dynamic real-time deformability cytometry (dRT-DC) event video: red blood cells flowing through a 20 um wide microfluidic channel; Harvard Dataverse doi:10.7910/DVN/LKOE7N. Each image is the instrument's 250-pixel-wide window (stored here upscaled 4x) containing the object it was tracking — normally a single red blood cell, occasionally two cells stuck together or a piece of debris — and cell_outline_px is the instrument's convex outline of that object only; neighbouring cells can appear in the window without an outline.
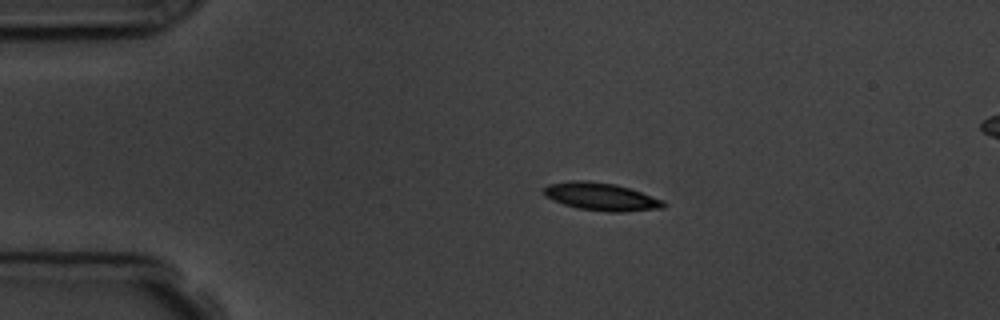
{"species": "common noctule bat (a hibernating species)", "species_latin": "Nyctalus noctula", "temperature_condition": "room temperature", "stored_images_in_passage": 5, "camera_frame_rate_fps": 3000, "um_per_image_px": 0.085, "animal": {"sex": "male", "body_mass_g": 19.5, "forearm_length_mm": 54.6}, "frame": {"image": 1, "passage_image": 2, "time_ms": 1.0, "image_size_px": [1000, 320], "cell_outline_px": [[668, 204], [664, 208], [620, 212], [608, 212], [576, 208], [552, 200], [544, 196], [544, 188], [548, 184], [572, 180], [588, 180], [616, 184], [664, 200]], "centroid_in_image_um": [51.09, 16.71], "position_along_channel_um": 33.9, "area_um2": 19.48}}